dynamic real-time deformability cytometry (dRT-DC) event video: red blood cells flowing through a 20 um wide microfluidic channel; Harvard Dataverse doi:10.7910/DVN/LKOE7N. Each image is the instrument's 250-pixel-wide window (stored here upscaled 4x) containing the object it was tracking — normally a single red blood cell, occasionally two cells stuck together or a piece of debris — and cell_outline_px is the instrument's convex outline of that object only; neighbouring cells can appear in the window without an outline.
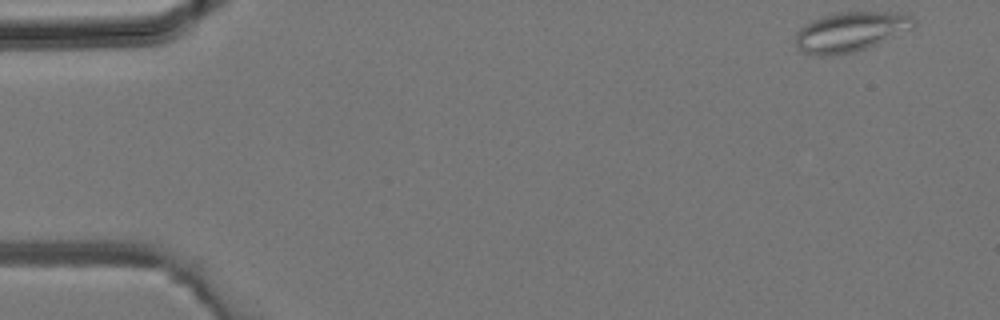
{"species": "common noctule bat (a hibernating species)", "species_latin": "Nyctalus noctula", "temperature_condition": "room temperature", "stored_images_in_passage": 4, "camera_frame_rate_fps": 3000, "um_per_image_px": 0.085, "animal": {"sex": "male", "body_mass_g": 19.2, "forearm_length_mm": 51.8}, "frame": {"image": 1, "passage_image": 1, "time_ms": 0.0, "image_size_px": [1000, 320], "cell_outline_px": [[916, 24], [912, 28], [876, 44], [852, 52], [832, 56], [820, 56], [804, 52], [796, 44], [796, 32], [804, 24], [812, 20], [836, 12], [908, 12], [916, 20]], "centroid_in_image_um": [72.32, 2.68], "position_along_channel_um": 12.7, "area_um2": 27.28}}